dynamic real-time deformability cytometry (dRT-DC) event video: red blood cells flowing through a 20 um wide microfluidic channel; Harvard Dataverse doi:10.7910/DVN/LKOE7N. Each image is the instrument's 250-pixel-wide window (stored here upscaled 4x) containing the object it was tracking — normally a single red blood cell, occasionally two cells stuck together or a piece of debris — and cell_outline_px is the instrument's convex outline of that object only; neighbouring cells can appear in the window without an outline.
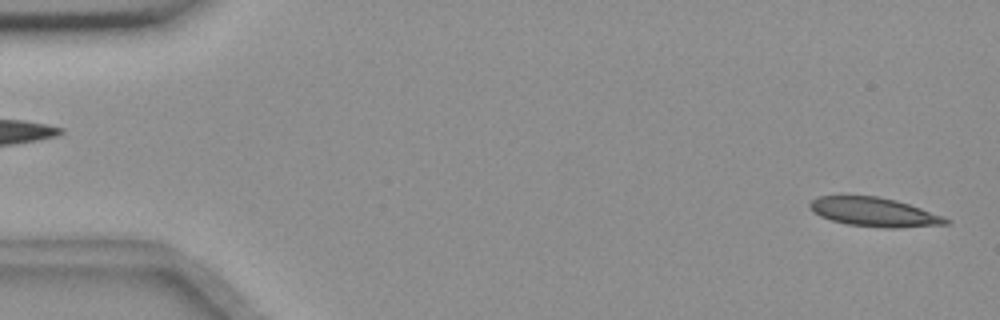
{"species": "common noctule bat (a hibernating species)", "species_latin": "Nyctalus noctula", "temperature_condition": "room temperature", "stored_images_in_passage": 4, "segment_of_instrument_passage": [2, 2], "camera_frame_rate_fps": 3000, "um_per_image_px": 0.085, "animal": {"sex": "female", "body_mass_g": 18.4}, "frame": {"image": 1, "passage_image": 4, "time_ms": 3.333, "image_size_px": [1000, 320], "cell_outline_px": [[952, 220], [948, 224], [896, 228], [884, 228], [848, 224], [832, 220], [820, 216], [808, 204], [812, 200], [820, 196], [876, 196], [896, 200], [944, 216]], "centroid_in_image_um": [74.36, 18.03], "position_along_channel_um": 10.6, "area_um2": 22.72}}